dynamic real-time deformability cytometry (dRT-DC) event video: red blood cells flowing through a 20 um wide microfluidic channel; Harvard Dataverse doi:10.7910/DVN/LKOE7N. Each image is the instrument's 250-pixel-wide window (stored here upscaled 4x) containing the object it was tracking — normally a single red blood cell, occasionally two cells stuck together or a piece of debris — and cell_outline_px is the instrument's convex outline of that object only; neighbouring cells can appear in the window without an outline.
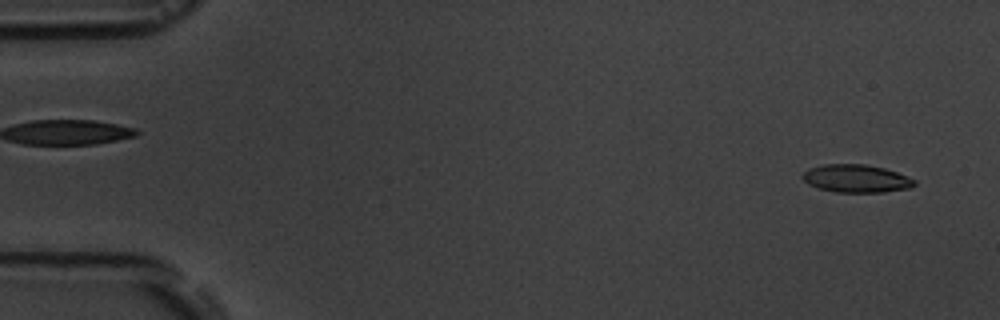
{"species": "common noctule bat (a hibernating species)", "species_latin": "Nyctalus noctula", "temperature_condition": "room temperature", "stored_images_in_passage": 6, "camera_frame_rate_fps": 3000, "um_per_image_px": 0.085, "animal": {"sex": "male", "body_mass_g": 19.5, "forearm_length_mm": 54.6}, "frame": {"image": 1, "passage_image": 1, "time_ms": 0.0, "image_size_px": [1000, 320], "cell_outline_px": [[916, 184], [912, 188], [884, 192], [836, 192], [820, 188], [808, 184], [800, 176], [808, 168], [824, 164], [864, 164], [884, 168], [896, 172], [916, 180]], "centroid_in_image_um": [72.78, 15.17], "position_along_channel_um": 12.2, "area_um2": 18.21}}
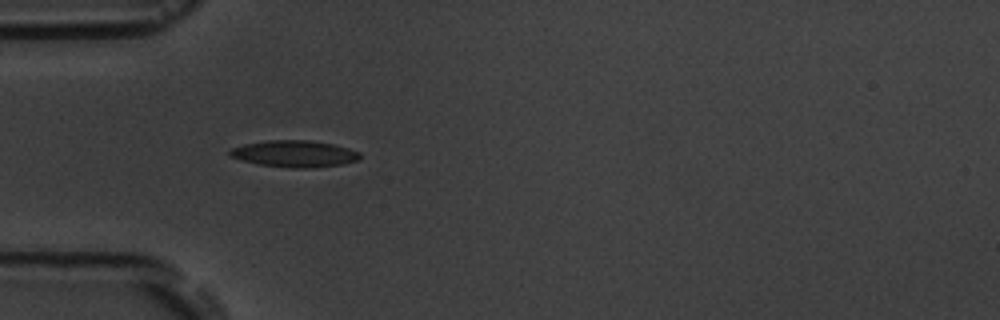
{"frame": {"image": 2, "passage_image": 5, "time_ms": 4.667, "image_size_px": [1000, 320], "cell_outline_px": [[360, 160], [344, 164], [312, 168], [292, 168], [260, 164], [240, 160], [228, 156], [228, 152], [232, 148], [244, 144], [268, 140], [308, 140], [332, 144], [348, 148], [360, 152]], "centroid_in_image_um": [25.03, 13.07], "position_along_channel_um": 60.0, "area_um2": 20.29}}
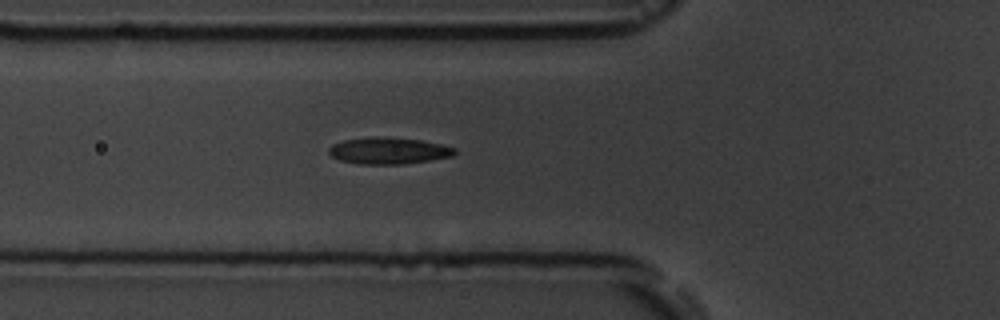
{"frame": {"image": 3, "passage_image": 6, "time_ms": 5.667, "image_size_px": [1000, 320], "cell_outline_px": [[456, 152], [452, 156], [404, 164], [360, 164], [340, 160], [332, 156], [328, 152], [328, 148], [332, 144], [344, 140], [376, 136], [384, 136], [420, 140], [440, 144], [456, 148]], "centroid_in_image_um": [33.0, 12.8], "position_along_channel_um": 92.8, "area_um2": 19.48}}